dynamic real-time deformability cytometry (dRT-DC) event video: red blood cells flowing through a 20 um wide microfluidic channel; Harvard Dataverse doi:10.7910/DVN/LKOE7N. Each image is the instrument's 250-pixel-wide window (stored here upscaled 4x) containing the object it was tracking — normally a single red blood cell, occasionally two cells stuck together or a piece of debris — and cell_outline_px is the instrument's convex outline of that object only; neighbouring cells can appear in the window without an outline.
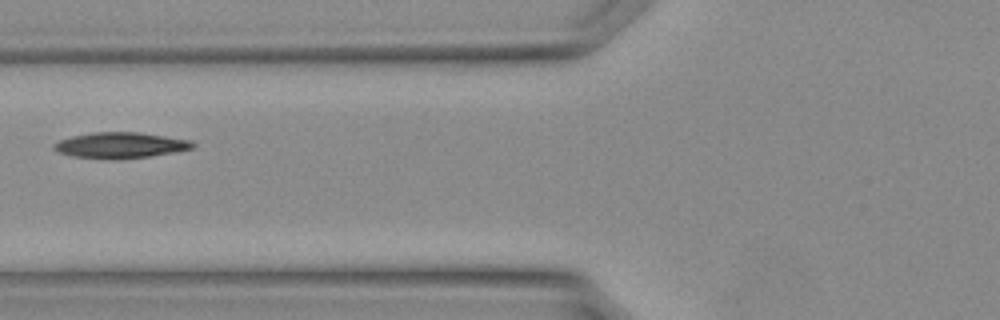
{"species": "Egyptian fruit bat (a non-hibernating species)", "species_latin": "Rousettus aegyptiacus", "temperature_condition": "warm", "stored_images_in_passage": 15, "camera_frame_rate_fps": 3000, "um_per_image_px": 0.085, "animal": {"sex": "female"}, "frame": {"image": 1, "passage_image": 3, "time_ms": 0.667, "image_size_px": [1000, 320], "cell_outline_px": [[196, 144], [192, 148], [176, 152], [148, 156], [72, 156], [60, 152], [52, 148], [52, 144], [60, 140], [72, 136], [92, 132], [140, 132], [192, 140]], "centroid_in_image_um": [10.29, 12.28], "position_along_channel_um": 115.5, "area_um2": 19.88}}
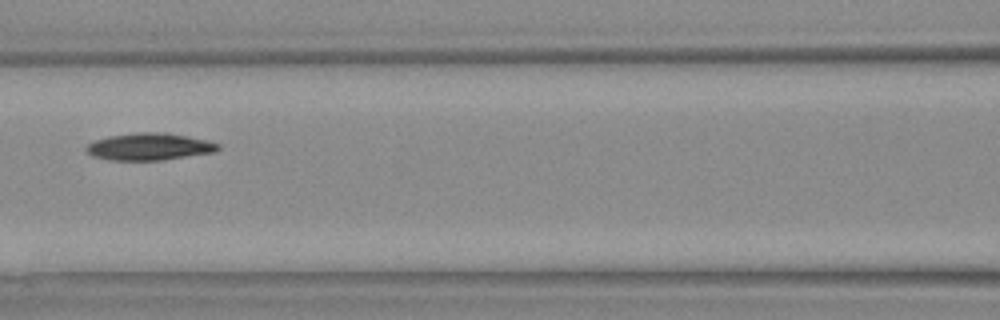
{"frame": {"image": 2, "passage_image": 5, "time_ms": 1.333, "image_size_px": [1000, 320], "cell_outline_px": [[220, 148], [216, 152], [164, 160], [108, 160], [92, 156], [84, 148], [88, 144], [96, 140], [108, 136], [136, 132], [164, 132], [208, 140], [220, 144]], "centroid_in_image_um": [12.71, 12.47], "position_along_channel_um": 153.9, "area_um2": 20.98}}